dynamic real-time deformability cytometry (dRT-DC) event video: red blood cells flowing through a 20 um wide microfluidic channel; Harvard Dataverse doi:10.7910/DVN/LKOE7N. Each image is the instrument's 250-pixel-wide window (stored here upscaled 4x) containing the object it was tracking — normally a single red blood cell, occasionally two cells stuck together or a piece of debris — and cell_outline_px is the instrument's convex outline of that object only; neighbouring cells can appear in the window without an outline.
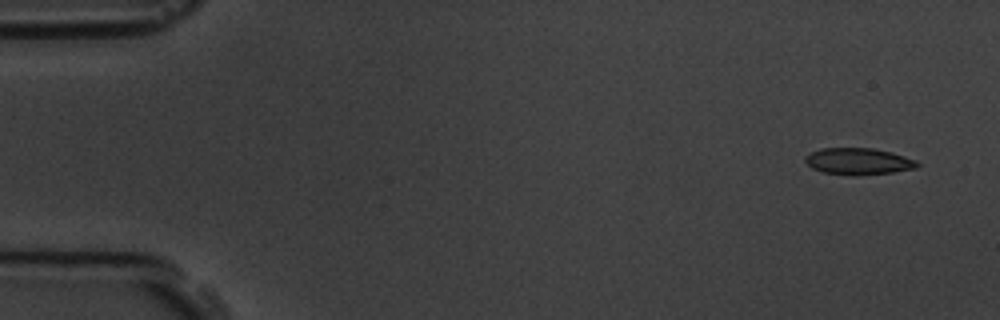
{"species": "common noctule bat (a hibernating species)", "species_latin": "Nyctalus noctula", "temperature_condition": "room temperature", "stored_images_in_passage": 6, "camera_frame_rate_fps": 3000, "um_per_image_px": 0.085, "animal": {"sex": "male", "body_mass_g": 19.5, "forearm_length_mm": 54.6}, "frame": {"image": 1, "passage_image": 1, "time_ms": 0.0, "image_size_px": [1000, 320], "cell_outline_px": [[920, 164], [916, 168], [892, 172], [856, 176], [852, 176], [824, 172], [812, 168], [804, 160], [804, 156], [820, 148], [872, 148], [892, 152], [916, 160]], "centroid_in_image_um": [72.96, 13.71], "position_along_channel_um": 12.0, "area_um2": 17.46}}
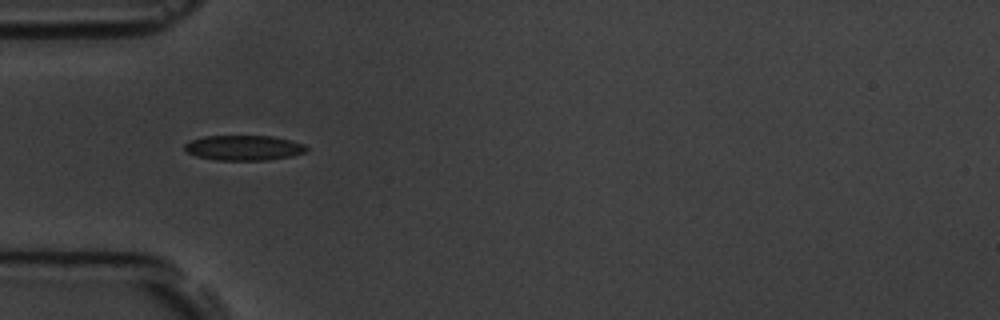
{"frame": {"image": 2, "passage_image": 5, "time_ms": 4.667, "image_size_px": [1000, 320], "cell_outline_px": [[308, 148], [304, 152], [292, 156], [268, 160], [216, 160], [196, 156], [188, 152], [184, 148], [184, 144], [192, 140], [204, 136], [272, 136], [292, 140], [304, 144]], "centroid_in_image_um": [20.74, 12.56], "position_along_channel_um": 64.3, "area_um2": 17.8}}
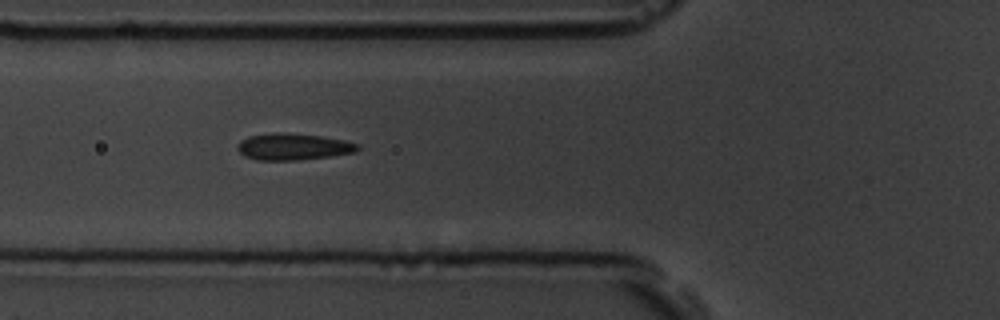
{"frame": {"image": 3, "passage_image": 6, "time_ms": 5.667, "image_size_px": [1000, 320], "cell_outline_px": [[360, 148], [356, 152], [332, 156], [296, 160], [256, 160], [244, 156], [236, 148], [240, 140], [248, 136], [276, 132], [320, 136], [344, 140], [360, 144]], "centroid_in_image_um": [24.92, 12.47], "position_along_channel_um": 100.9, "area_um2": 18.67}}